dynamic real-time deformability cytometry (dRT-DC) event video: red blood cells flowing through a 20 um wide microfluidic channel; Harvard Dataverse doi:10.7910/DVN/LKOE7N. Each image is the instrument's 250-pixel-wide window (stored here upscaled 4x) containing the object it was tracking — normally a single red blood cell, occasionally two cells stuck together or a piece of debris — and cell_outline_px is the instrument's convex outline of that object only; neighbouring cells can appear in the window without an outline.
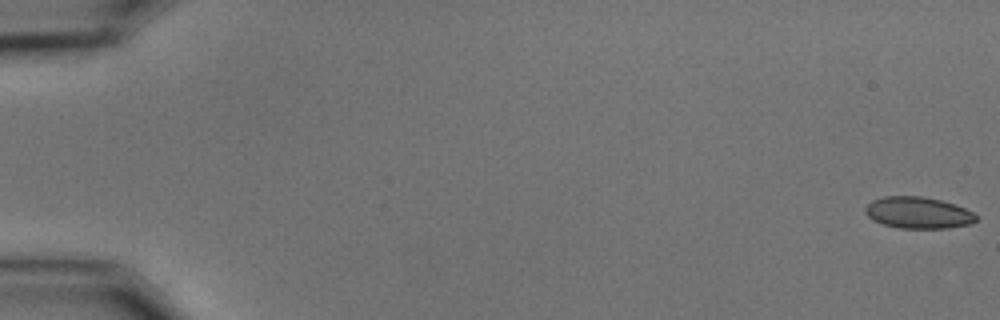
{"species": "common noctule bat (a hibernating species)", "species_latin": "Nyctalus noctula", "temperature_condition": "cold", "stored_images_in_passage": 59, "camera_frame_rate_fps": 3000, "um_per_image_px": 0.085, "animal": {"sex": "male", "body_mass_g": 15.6}, "frame": {"image": 1, "passage_image": 1, "time_ms": 0.0, "image_size_px": [1000, 320], "cell_outline_px": [[976, 220], [968, 224], [948, 228], [900, 228], [884, 224], [872, 220], [864, 212], [864, 208], [872, 200], [884, 196], [920, 196], [940, 200], [964, 208], [972, 212], [976, 216]], "centroid_in_image_um": [77.99, 18.08], "position_along_channel_um": 7.0, "area_um2": 20.17}}
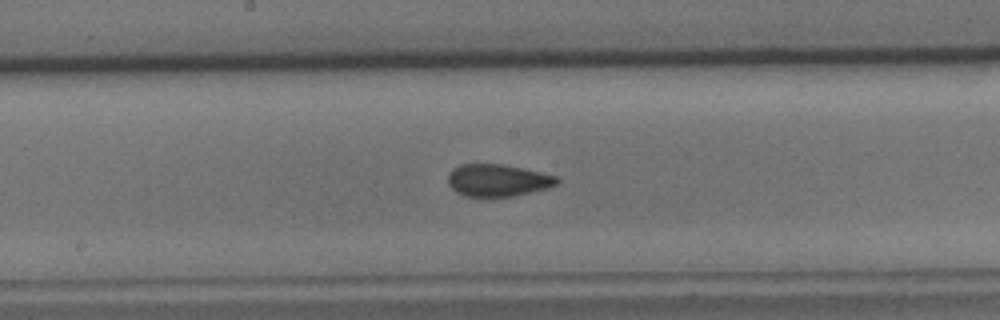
{"frame": {"image": 2, "passage_image": 32, "time_ms": 10.333, "image_size_px": [1000, 320], "cell_outline_px": [[560, 180], [556, 184], [548, 188], [512, 196], [464, 196], [456, 192], [448, 184], [448, 176], [452, 168], [460, 164], [504, 164], [540, 172], [556, 176]], "centroid_in_image_um": [42.28, 15.32], "position_along_channel_um": 205.9, "area_um2": 20.35}}
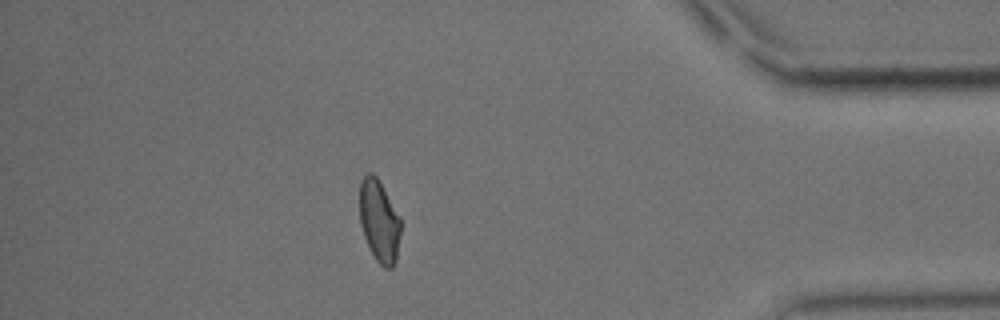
{"frame": {"image": 3, "passage_image": 52, "time_ms": 17.0, "image_size_px": [1000, 320], "cell_outline_px": [[400, 232], [396, 260], [392, 268], [384, 268], [376, 260], [364, 236], [360, 224], [360, 180], [368, 172], [372, 172], [376, 176], [400, 216]], "centroid_in_image_um": [32.23, 18.78], "position_along_channel_um": 403.0, "area_um2": 19.48}, "authors_computed_cell_mechanics": {"area_um2": 20.4612, "velocity_mm_per_s": 3.481, "shape_relaxation_time_tau1_ms": 10.5871, "shape_relaxation_time_tau2_ms": 1.4638, "deformation_change_tau1": 0.1695, "deformation_change_tau2": 0.0725}}